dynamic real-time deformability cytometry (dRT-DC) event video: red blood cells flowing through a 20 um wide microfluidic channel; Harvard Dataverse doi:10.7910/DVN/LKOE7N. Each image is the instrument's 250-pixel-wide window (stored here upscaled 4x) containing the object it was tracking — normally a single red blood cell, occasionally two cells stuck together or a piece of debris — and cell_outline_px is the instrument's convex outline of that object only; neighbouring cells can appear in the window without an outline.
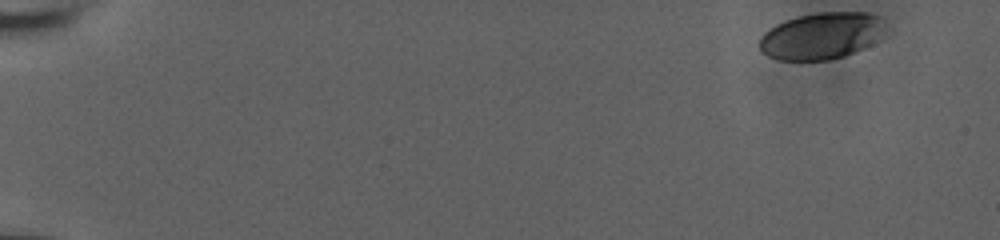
{"species": "human", "species_latin": "Homo sapiens", "temperature_condition": "room temperature", "stored_images_in_passage": 50, "camera_frame_rate_fps": 3000, "um_per_image_px": 0.085, "donor": {"sex": "male"}, "frame": {"image": 1, "passage_image": 1, "time_ms": 0.0, "image_size_px": [1000, 240], "cell_outline_px": [[884, 16], [868, 44], [844, 56], [828, 60], [776, 60], [760, 52], [760, 36], [768, 28], [784, 20], [796, 16], [816, 12], [864, 12]], "centroid_in_image_um": [69.63, 3.04], "position_along_channel_um": 15.4, "area_um2": 33.47}}
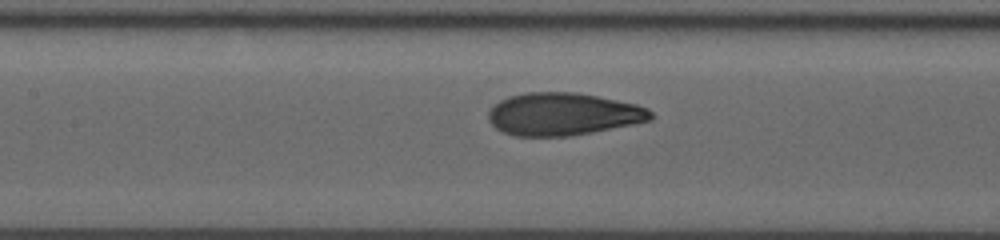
{"frame": {"image": 2, "passage_image": 27, "time_ms": 8.667, "image_size_px": [1000, 240], "cell_outline_px": [[656, 116], [652, 120], [592, 132], [568, 136], [516, 136], [504, 132], [496, 128], [488, 120], [488, 112], [500, 100], [508, 96], [524, 92], [576, 92], [636, 104], [648, 108]], "centroid_in_image_um": [47.87, 9.69], "position_along_channel_um": 159.5, "area_um2": 40.23}}
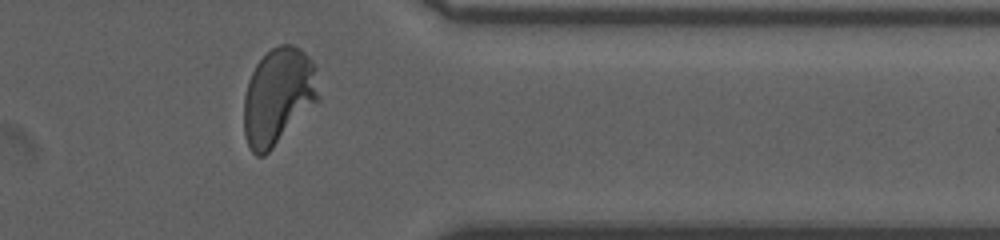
{"frame": {"image": 3, "passage_image": 46, "time_ms": 15.0, "image_size_px": [1000, 240], "cell_outline_px": [[320, 100], [264, 156], [256, 156], [252, 152], [244, 136], [244, 96], [248, 80], [256, 64], [272, 48], [280, 44], [292, 44], [300, 48], [312, 60], [316, 68]], "centroid_in_image_um": [23.66, 8.18], "position_along_channel_um": 387.7, "area_um2": 42.31}, "authors_computed_cell_mechanics": {"area_um2": 39.5063, "velocity_mm_per_s": 3.7235, "shape_relaxation_time_tau1_ms": 5.3363, "shape_relaxation_time_tau2_ms": null, "deformation_change_tau1": 0.2291, "deformation_change_tau2": null}}